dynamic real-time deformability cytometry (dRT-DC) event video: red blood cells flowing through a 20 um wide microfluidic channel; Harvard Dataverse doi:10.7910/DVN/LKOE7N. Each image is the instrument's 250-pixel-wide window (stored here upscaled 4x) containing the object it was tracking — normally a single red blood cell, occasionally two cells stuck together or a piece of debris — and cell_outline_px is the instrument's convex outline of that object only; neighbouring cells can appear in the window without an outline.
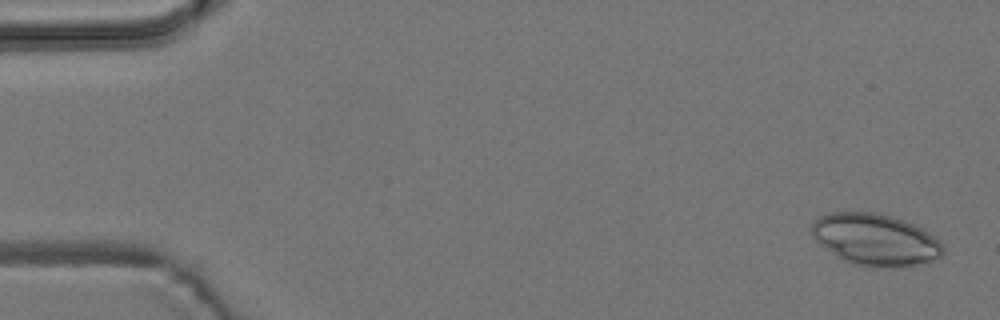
{"species": "common noctule bat (a hibernating species)", "species_latin": "Nyctalus noctula", "temperature_condition": "room temperature", "stored_images_in_passage": 5, "camera_frame_rate_fps": 3000, "um_per_image_px": 0.085, "animal": {"sex": "male", "body_mass_g": 19.2, "forearm_length_mm": 51.8}, "frame": {"image": 1, "passage_image": 1, "time_ms": 0.0, "image_size_px": [1000, 320], "cell_outline_px": [[944, 252], [940, 256], [932, 260], [916, 264], [892, 268], [852, 264], [836, 256], [820, 244], [812, 236], [812, 220], [828, 212], [876, 212], [904, 220], [920, 228], [940, 240], [944, 248]], "centroid_in_image_um": [74.38, 20.36], "position_along_channel_um": 10.6, "area_um2": 39.42}}